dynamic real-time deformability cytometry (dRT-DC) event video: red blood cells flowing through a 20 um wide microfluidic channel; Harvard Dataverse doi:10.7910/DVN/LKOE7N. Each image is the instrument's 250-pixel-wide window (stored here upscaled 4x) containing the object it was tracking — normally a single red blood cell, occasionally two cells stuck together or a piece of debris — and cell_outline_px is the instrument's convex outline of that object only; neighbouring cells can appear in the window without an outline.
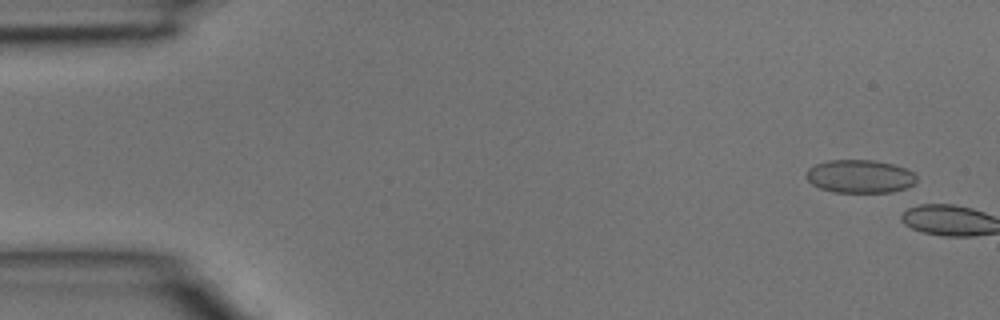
{"species": "common noctule bat (a hibernating species)", "species_latin": "Nyctalus noctula", "temperature_condition": "room temperature", "stored_images_in_passage": 2, "camera_frame_rate_fps": 3000, "um_per_image_px": 0.085, "animal": {"sex": "male", "body_mass_g": 15.6}, "frame": {"image": 1, "passage_image": 1, "time_ms": 0.0, "image_size_px": [1000, 320], "cell_outline_px": [[916, 180], [912, 184], [904, 188], [892, 192], [832, 192], [820, 188], [812, 184], [804, 176], [808, 168], [816, 164], [828, 160], [872, 160], [892, 164], [904, 168], [912, 172], [916, 176]], "centroid_in_image_um": [73.04, 14.99], "position_along_channel_um": 12.0, "area_um2": 21.21}}